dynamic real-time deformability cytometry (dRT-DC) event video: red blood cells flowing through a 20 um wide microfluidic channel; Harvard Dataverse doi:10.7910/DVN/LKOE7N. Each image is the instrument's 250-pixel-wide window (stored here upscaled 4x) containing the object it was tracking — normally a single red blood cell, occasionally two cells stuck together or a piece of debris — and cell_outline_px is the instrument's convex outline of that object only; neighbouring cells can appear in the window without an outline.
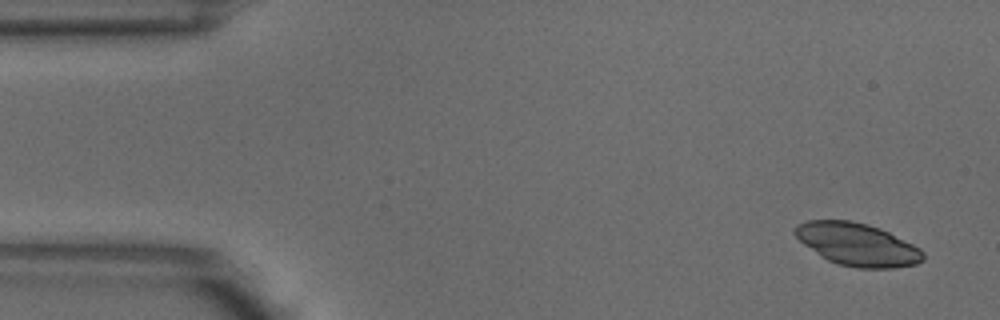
{"species": "common noctule bat (a hibernating species)", "species_latin": "Nyctalus noctula", "temperature_condition": "warm", "stored_images_in_passage": 4, "camera_frame_rate_fps": 3000, "um_per_image_px": 0.085, "animal": {"sex": "male", "body_mass_g": 18.8}, "frame": {"image": 1, "passage_image": 1, "time_ms": 0.0, "image_size_px": [1000, 320], "cell_outline_px": [[924, 260], [916, 264], [892, 268], [856, 268], [836, 264], [820, 256], [804, 244], [792, 232], [796, 224], [808, 220], [848, 220], [868, 224], [880, 228], [920, 248], [924, 252]], "centroid_in_image_um": [72.85, 20.78], "position_along_channel_um": 12.1, "area_um2": 31.91}}